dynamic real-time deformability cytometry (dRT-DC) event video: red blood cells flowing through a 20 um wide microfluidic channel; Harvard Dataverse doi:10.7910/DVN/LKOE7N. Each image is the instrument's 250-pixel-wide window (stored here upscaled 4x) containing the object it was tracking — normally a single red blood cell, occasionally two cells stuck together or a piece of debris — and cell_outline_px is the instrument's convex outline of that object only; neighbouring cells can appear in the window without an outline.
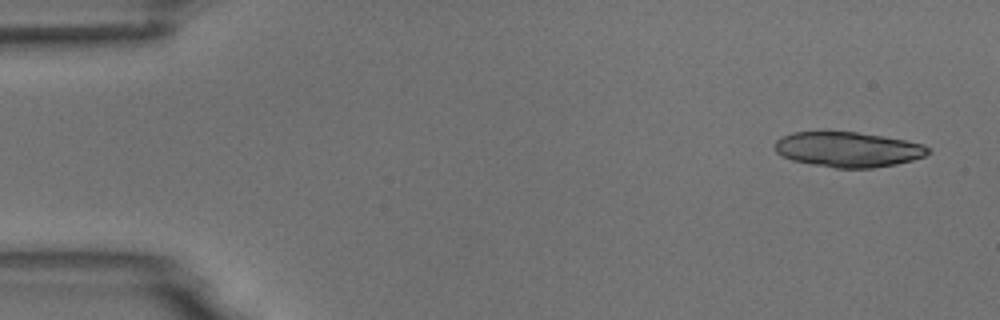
{"species": "common noctule bat (a hibernating species)", "species_latin": "Nyctalus noctula", "temperature_condition": "room temperature", "stored_images_in_passage": 5, "camera_frame_rate_fps": 3000, "um_per_image_px": 0.085, "animal": {"sex": "male", "body_mass_g": 18.8}, "frame": {"image": 1, "passage_image": 1, "time_ms": 0.0, "image_size_px": [1000, 320], "cell_outline_px": [[932, 152], [924, 156], [912, 160], [896, 164], [872, 168], [836, 168], [812, 164], [792, 160], [776, 152], [772, 144], [780, 136], [792, 132], [856, 132], [904, 140], [924, 144]], "centroid_in_image_um": [72.05, 12.7], "position_along_channel_um": 12.9, "area_um2": 31.33}}